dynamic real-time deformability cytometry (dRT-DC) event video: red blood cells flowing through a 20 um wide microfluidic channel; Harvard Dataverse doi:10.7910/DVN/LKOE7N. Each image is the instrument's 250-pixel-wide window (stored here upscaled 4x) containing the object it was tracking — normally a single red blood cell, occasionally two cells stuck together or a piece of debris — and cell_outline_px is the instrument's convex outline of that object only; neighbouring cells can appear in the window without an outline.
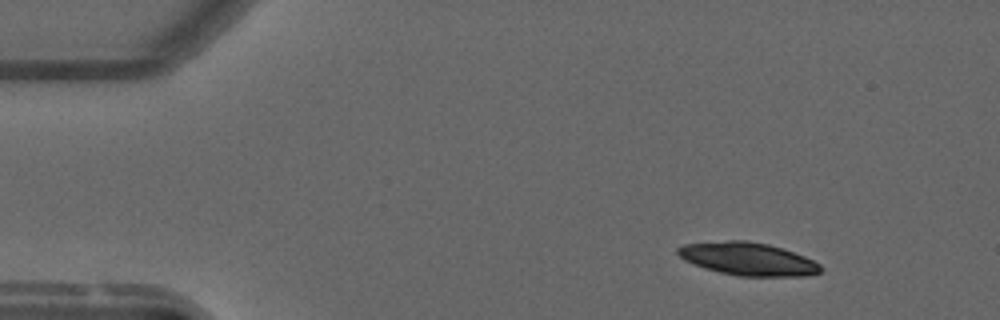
{"species": "common noctule bat (a hibernating species)", "species_latin": "Nyctalus noctula", "temperature_condition": "warm", "stored_images_in_passage": 54, "camera_frame_rate_fps": 3000, "um_per_image_px": 0.085, "animal": {"sex": "male", "forearm_length_mm": 52.5}, "frame": {"image": 1, "passage_image": 6, "time_ms": 1.667, "image_size_px": [1000, 320], "cell_outline_px": [[824, 268], [820, 272], [804, 276], [736, 276], [704, 268], [684, 260], [676, 252], [676, 248], [684, 244], [728, 240], [748, 240], [768, 244], [804, 256], [820, 264]], "centroid_in_image_um": [63.56, 22.01], "position_along_channel_um": 21.4, "area_um2": 27.34}}
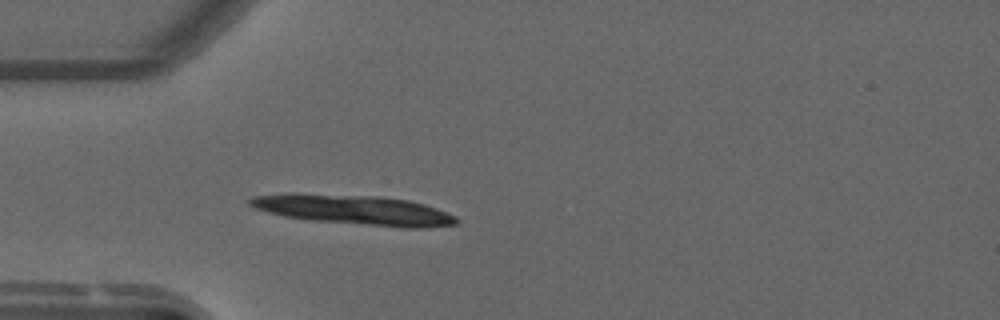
{"frame": {"image": 2, "passage_image": 15, "time_ms": 4.667, "image_size_px": [1000, 320], "cell_outline_px": [[460, 220], [456, 224], [428, 228], [400, 228], [312, 220], [284, 216], [268, 212], [256, 208], [248, 204], [248, 200], [252, 196], [288, 192], [300, 192], [376, 196], [408, 200], [424, 204], [436, 208], [456, 216]], "centroid_in_image_um": [30.08, 17.83], "position_along_channel_um": 54.9, "area_um2": 36.36}, "authors_computed_cell_mechanics": {"area_um2": 26.4146, "velocity_mm_per_s": 3.7026, "shape_relaxation_time_tau1_ms": 0.337, "shape_relaxation_time_tau2_ms": null, "deformation_change_tau1": 0.2767, "deformation_change_tau2": null}}